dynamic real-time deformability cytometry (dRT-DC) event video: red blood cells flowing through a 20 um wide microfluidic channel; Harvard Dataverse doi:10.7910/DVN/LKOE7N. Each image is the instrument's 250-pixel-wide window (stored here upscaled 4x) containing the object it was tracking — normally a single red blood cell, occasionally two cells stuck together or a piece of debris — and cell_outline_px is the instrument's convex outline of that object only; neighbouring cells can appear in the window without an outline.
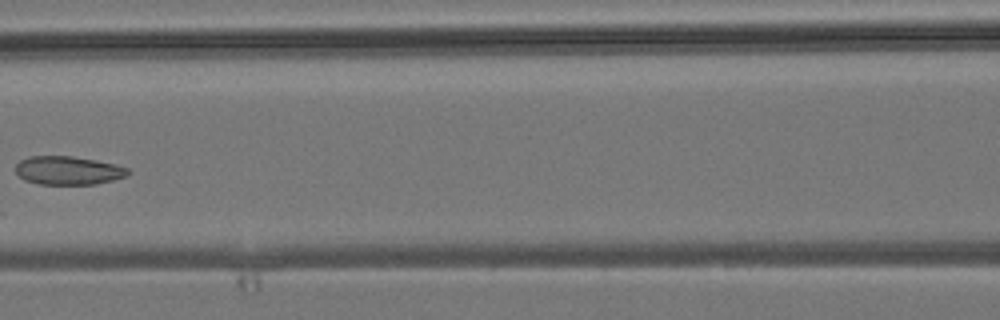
{"species": "common noctule bat (a hibernating species)", "species_latin": "Nyctalus noctula", "temperature_condition": "room temperature", "stored_images_in_passage": 6, "camera_frame_rate_fps": 3000, "um_per_image_px": 0.085, "animal": {"sex": "male", "body_mass_g": 19.2, "forearm_length_mm": 51.8}, "frame": {"image": 1, "passage_image": 6, "time_ms": 6.333, "image_size_px": [1000, 320], "cell_outline_px": [[132, 172], [124, 176], [112, 180], [96, 184], [40, 184], [24, 180], [16, 172], [16, 164], [20, 160], [28, 156], [72, 156], [96, 160], [116, 164], [128, 168]], "centroid_in_image_um": [5.79, 14.48], "position_along_channel_um": 160.8, "area_um2": 18.67}}